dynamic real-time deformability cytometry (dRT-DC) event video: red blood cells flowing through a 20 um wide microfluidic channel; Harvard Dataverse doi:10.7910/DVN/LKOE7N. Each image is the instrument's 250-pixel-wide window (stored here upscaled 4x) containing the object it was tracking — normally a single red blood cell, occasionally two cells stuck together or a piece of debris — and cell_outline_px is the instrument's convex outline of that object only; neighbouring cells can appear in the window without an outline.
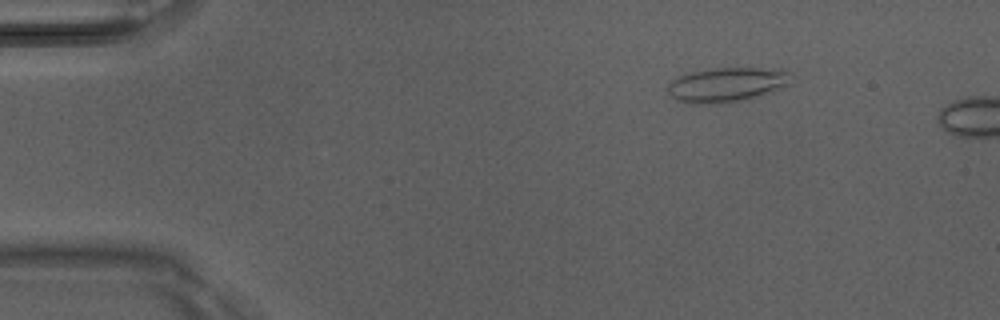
{"species": "Egyptian fruit bat (a non-hibernating species)", "species_latin": "Rousettus aegyptiacus", "temperature_condition": "room temperature", "stored_images_in_passage": 4, "camera_frame_rate_fps": 3000, "um_per_image_px": 0.085, "animal": {"sex": "male"}, "frame": {"image": 1, "passage_image": 3, "time_ms": 0.667, "image_size_px": [1000, 320], "cell_outline_px": [[788, 84], [772, 92], [748, 100], [732, 104], [684, 104], [672, 96], [668, 92], [668, 84], [676, 76], [688, 72], [716, 68], [784, 68], [788, 72]], "centroid_in_image_um": [61.74, 7.22], "position_along_channel_um": 23.3, "area_um2": 25.43}}